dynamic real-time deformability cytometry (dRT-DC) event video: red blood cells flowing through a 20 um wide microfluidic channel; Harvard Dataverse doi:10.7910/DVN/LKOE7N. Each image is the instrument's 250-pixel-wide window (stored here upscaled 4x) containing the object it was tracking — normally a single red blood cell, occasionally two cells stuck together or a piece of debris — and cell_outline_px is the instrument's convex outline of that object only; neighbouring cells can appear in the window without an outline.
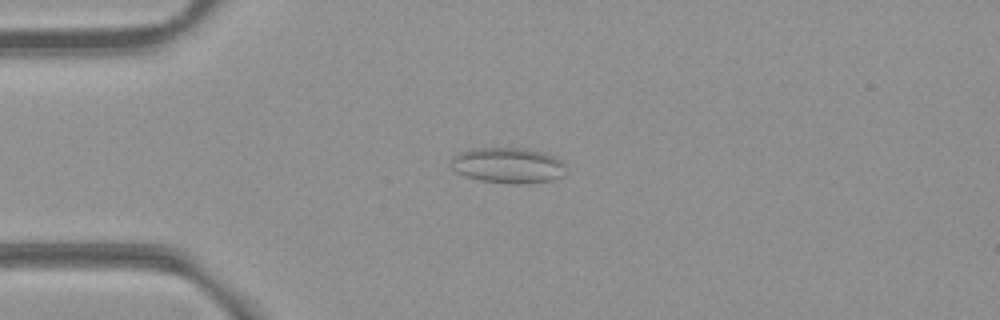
{"species": "common noctule bat (a hibernating species)", "species_latin": "Nyctalus noctula", "temperature_condition": "room temperature", "stored_images_in_passage": 44, "camera_frame_rate_fps": 3000, "um_per_image_px": 0.085, "animal": {"sex": "female", "body_mass_g": 21.9}, "frame": {"image": 1, "passage_image": 4, "time_ms": 1.0, "image_size_px": [1000, 320], "cell_outline_px": [[564, 164], [560, 176], [552, 180], [520, 184], [480, 180], [456, 172], [452, 168], [452, 156], [460, 152], [472, 148], [524, 148], [544, 152], [556, 156]], "centroid_in_image_um": [43.16, 14.03], "position_along_channel_um": 41.8, "area_um2": 23.52}}
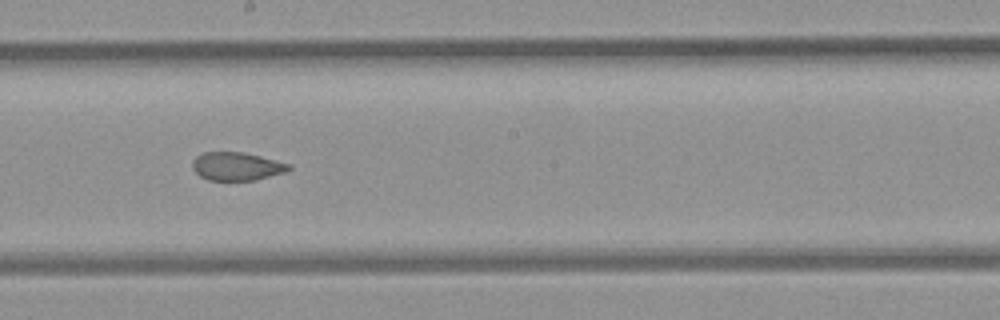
{"frame": {"image": 2, "passage_image": 20, "time_ms": 6.333, "image_size_px": [1000, 320], "cell_outline_px": [[292, 168], [288, 172], [256, 180], [208, 180], [200, 176], [192, 168], [192, 160], [196, 156], [204, 152], [244, 152], [292, 164]], "centroid_in_image_um": [20.16, 14.14], "position_along_channel_um": 228.0, "area_um2": 16.07}}
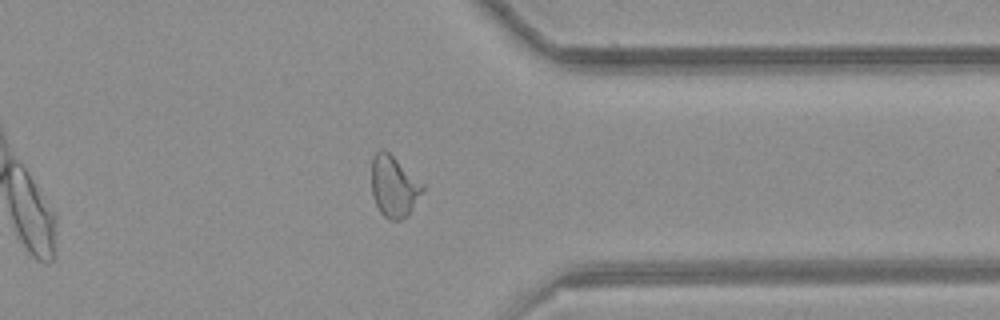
{"frame": {"image": 3, "passage_image": 32, "time_ms": 10.333, "image_size_px": [1000, 320], "cell_outline_px": [[424, 188], [408, 216], [400, 220], [388, 220], [380, 212], [372, 196], [372, 156], [380, 148], [384, 148], [424, 184]], "centroid_in_image_um": [33.46, 15.84], "position_along_channel_um": 377.9, "area_um2": 18.26}, "authors_computed_cell_mechanics": {"area_um2": 17.8024, "velocity_mm_per_s": 3.9256, "shape_relaxation_time_tau1_ms": null, "shape_relaxation_time_tau2_ms": 1.5278, "deformation_change_tau1": null, "deformation_change_tau2": 0.0631}}